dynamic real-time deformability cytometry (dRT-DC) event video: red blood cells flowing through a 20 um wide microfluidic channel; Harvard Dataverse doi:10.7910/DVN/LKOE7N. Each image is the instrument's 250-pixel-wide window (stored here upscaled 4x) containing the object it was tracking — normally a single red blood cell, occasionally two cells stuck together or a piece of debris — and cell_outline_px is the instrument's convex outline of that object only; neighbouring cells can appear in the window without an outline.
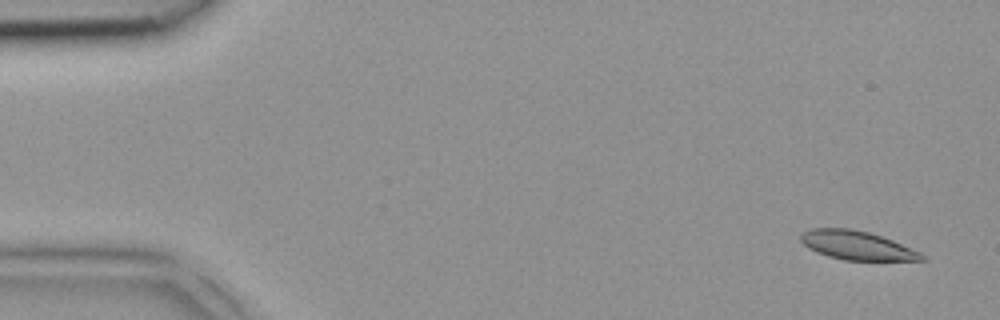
{"species": "common noctule bat (a hibernating species)", "species_latin": "Nyctalus noctula", "temperature_condition": "room temperature", "stored_images_in_passage": 4, "segment_of_instrument_passage": [2, 2], "camera_frame_rate_fps": 3000, "um_per_image_px": 0.085, "animal": {"sex": "female", "body_mass_g": 18.4}, "frame": {"image": 1, "passage_image": 4, "time_ms": 1.0, "image_size_px": [1000, 320], "cell_outline_px": [[928, 260], [844, 260], [828, 256], [816, 252], [808, 248], [800, 240], [800, 236], [804, 232], [812, 228], [852, 228], [868, 232], [892, 240], [920, 252]], "centroid_in_image_um": [72.82, 20.85], "position_along_channel_um": 12.2, "area_um2": 20.17}}